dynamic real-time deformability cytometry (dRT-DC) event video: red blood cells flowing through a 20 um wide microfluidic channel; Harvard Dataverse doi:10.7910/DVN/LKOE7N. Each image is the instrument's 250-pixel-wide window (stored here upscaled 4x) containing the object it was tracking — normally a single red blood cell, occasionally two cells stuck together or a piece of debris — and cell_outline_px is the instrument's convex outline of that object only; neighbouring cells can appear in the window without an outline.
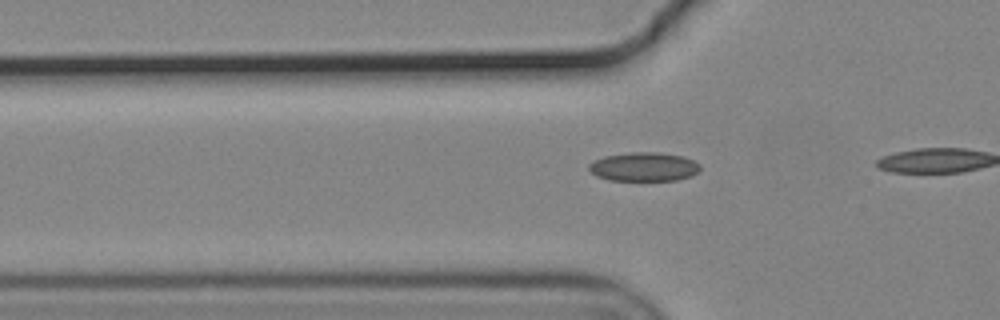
{"species": "common noctule bat (a hibernating species)", "species_latin": "Nyctalus noctula", "temperature_condition": "cold", "stored_images_in_passage": 24, "camera_frame_rate_fps": 3000, "um_per_image_px": 0.085, "animal": {"sex": "male", "body_mass_g": 19.2, "forearm_length_mm": 51.8}, "frame": {"image": 1, "passage_image": 15, "time_ms": 4.667, "image_size_px": [1000, 320], "cell_outline_px": [[700, 168], [696, 172], [688, 176], [676, 180], [608, 180], [596, 176], [588, 168], [588, 164], [604, 156], [632, 152], [660, 152], [684, 156], [700, 164]], "centroid_in_image_um": [54.71, 14.17], "position_along_channel_um": 71.1, "area_um2": 18.61}}
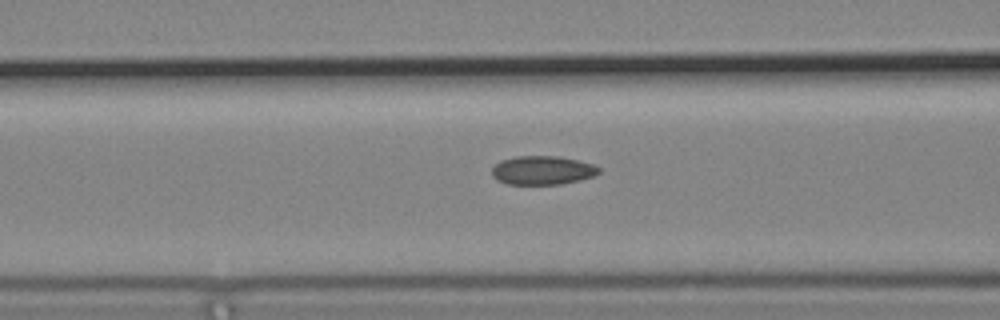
{"frame": {"image": 2, "passage_image": 19, "time_ms": 6.0, "image_size_px": [1000, 320], "cell_outline_px": [[600, 172], [592, 176], [580, 180], [560, 184], [508, 184], [496, 180], [492, 176], [492, 168], [500, 160], [516, 156], [560, 156], [592, 164], [600, 168]], "centroid_in_image_um": [46.08, 14.47], "position_along_channel_um": 120.5, "area_um2": 17.92}}
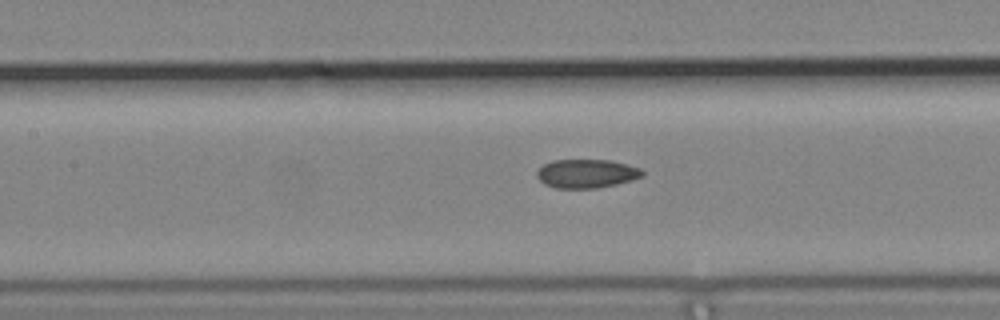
{"frame": {"image": 3, "passage_image": 22, "time_ms": 7.0, "image_size_px": [1000, 320], "cell_outline_px": [[644, 176], [632, 180], [616, 184], [596, 188], [556, 188], [544, 184], [536, 176], [536, 172], [544, 164], [552, 160], [612, 160], [628, 164], [640, 168], [644, 172]], "centroid_in_image_um": [49.87, 14.75], "position_along_channel_um": 157.5, "area_um2": 17.74}}